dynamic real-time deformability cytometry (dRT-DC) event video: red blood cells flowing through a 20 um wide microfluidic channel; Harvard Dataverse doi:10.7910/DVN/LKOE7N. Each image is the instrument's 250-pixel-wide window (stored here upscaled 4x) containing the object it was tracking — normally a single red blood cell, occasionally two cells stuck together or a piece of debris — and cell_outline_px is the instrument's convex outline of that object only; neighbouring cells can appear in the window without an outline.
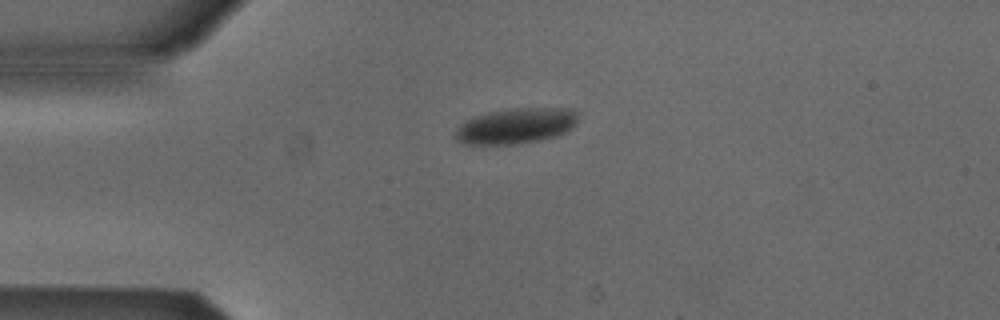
{"species": "Egyptian fruit bat (a non-hibernating species)", "species_latin": "Rousettus aegyptiacus", "temperature_condition": "cold", "stored_images_in_passage": 29, "camera_frame_rate_fps": 3000, "um_per_image_px": 0.085, "animal": {"sex": "male"}, "frame": {"image": 1, "passage_image": 1, "time_ms": 0.0, "image_size_px": [1000, 320], "cell_outline_px": [[576, 124], [572, 128], [556, 136], [536, 140], [512, 144], [464, 144], [456, 140], [452, 136], [468, 120], [476, 116], [488, 112], [512, 108], [572, 108], [576, 112]], "centroid_in_image_um": [43.87, 10.69], "position_along_channel_um": 41.1, "area_um2": 25.03}}
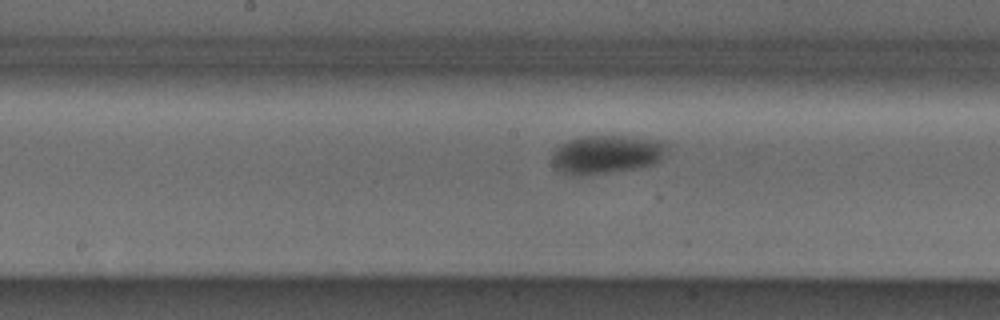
{"frame": {"image": 2, "passage_image": 15, "time_ms": 4.667, "image_size_px": [1000, 320], "cell_outline_px": [[668, 148], [660, 160], [652, 164], [636, 168], [580, 176], [572, 176], [556, 172], [552, 168], [552, 152], [560, 144], [568, 140], [580, 136], [624, 136], [668, 140]], "centroid_in_image_um": [51.51, 13.12], "position_along_channel_um": 196.7, "area_um2": 26.41}}
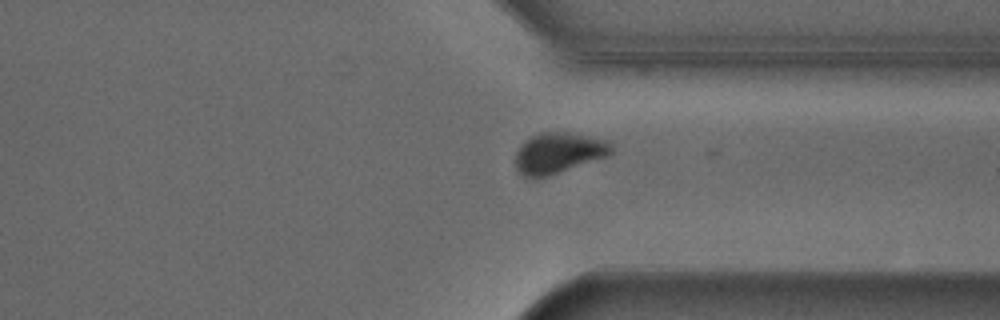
{"frame": {"image": 3, "passage_image": 28, "time_ms": 9.0, "image_size_px": [1000, 320], "cell_outline_px": [[612, 152], [608, 156], [536, 180], [524, 176], [516, 168], [516, 152], [520, 144], [528, 136], [540, 132], [568, 132], [608, 140], [612, 144]], "centroid_in_image_um": [47.44, 13.0], "position_along_channel_um": 364.0, "area_um2": 23.12}, "authors_computed_cell_mechanics": {"area_um2": 25.6054, "velocity_mm_per_s": 3.8617, "shape_relaxation_time_tau1_ms": 1.6284, "shape_relaxation_time_tau2_ms": null, "deformation_change_tau1": 0.0694, "deformation_change_tau2": null}}